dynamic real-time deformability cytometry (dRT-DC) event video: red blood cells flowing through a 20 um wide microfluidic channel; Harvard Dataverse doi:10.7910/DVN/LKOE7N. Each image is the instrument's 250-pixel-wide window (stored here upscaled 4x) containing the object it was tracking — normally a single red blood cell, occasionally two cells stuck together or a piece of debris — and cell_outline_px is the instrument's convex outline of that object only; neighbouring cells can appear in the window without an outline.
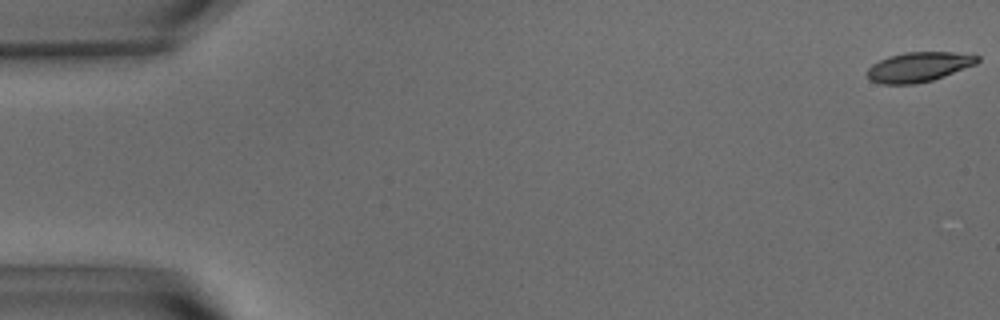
{"species": "common noctule bat (a hibernating species)", "species_latin": "Nyctalus noctula", "temperature_condition": "warm", "stored_images_in_passage": 57, "camera_frame_rate_fps": 3000, "um_per_image_px": 0.085, "animal": {"sex": "male", "body_mass_g": 15.6}, "frame": {"image": 1, "passage_image": 1, "time_ms": 0.0, "image_size_px": [1000, 320], "cell_outline_px": [[980, 60], [976, 64], [944, 76], [932, 80], [912, 84], [880, 84], [868, 80], [868, 68], [872, 64], [888, 56], [904, 52], [956, 52], [980, 56]], "centroid_in_image_um": [78.08, 5.68], "position_along_channel_um": 6.9, "area_um2": 19.13}}
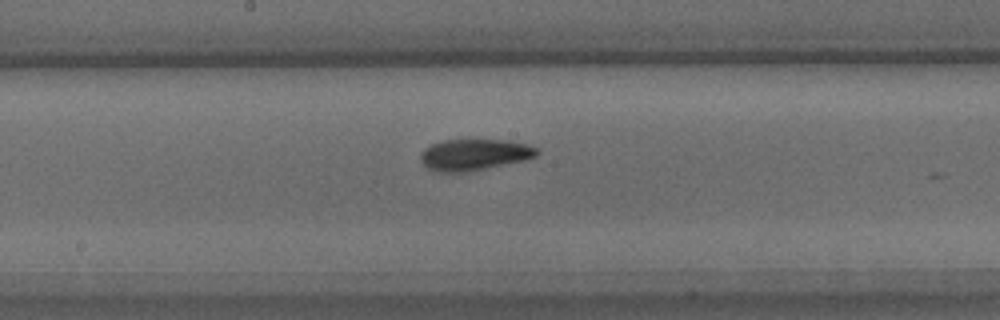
{"frame": {"image": 2, "passage_image": 30, "time_ms": 9.667, "image_size_px": [1000, 320], "cell_outline_px": [[540, 152], [536, 156], [524, 160], [464, 172], [440, 172], [428, 168], [420, 160], [420, 152], [424, 148], [432, 144], [444, 140], [508, 140], [528, 144], [536, 148]], "centroid_in_image_um": [40.3, 13.13], "position_along_channel_um": 207.9, "area_um2": 21.04}}
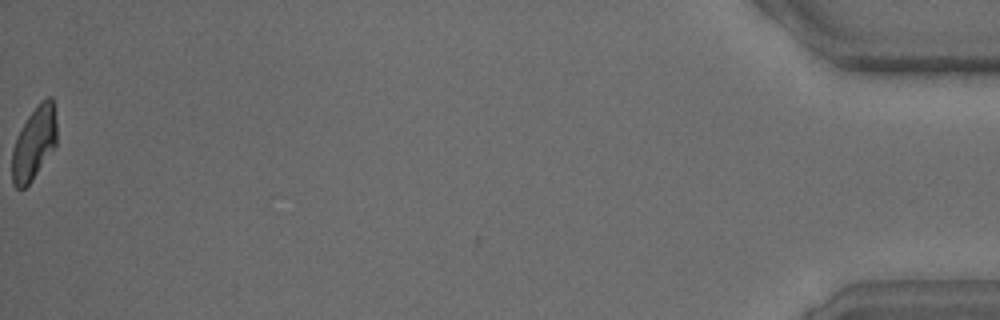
{"frame": {"image": 3, "passage_image": 57, "time_ms": 18.667, "image_size_px": [1000, 320], "cell_outline_px": [[56, 144], [32, 180], [24, 188], [16, 188], [12, 184], [12, 148], [28, 116], [40, 100], [48, 96], [52, 96], [56, 120]], "centroid_in_image_um": [2.9, 12.15], "position_along_channel_um": 432.3, "area_um2": 18.79}, "authors_computed_cell_mechanics": {"area_um2": 20.3456, "velocity_mm_per_s": 3.6056, "shape_relaxation_time_tau1_ms": 4.3481, "shape_relaxation_time_tau2_ms": 3.3573, "deformation_change_tau1": 0.1641, "deformation_change_tau2": 0.1053}}